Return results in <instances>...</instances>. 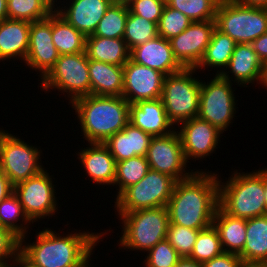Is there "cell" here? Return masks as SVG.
Masks as SVG:
<instances>
[{"instance_id":"cell-1","label":"cell","mask_w":267,"mask_h":267,"mask_svg":"<svg viewBox=\"0 0 267 267\" xmlns=\"http://www.w3.org/2000/svg\"><path fill=\"white\" fill-rule=\"evenodd\" d=\"M51 228L44 226V229L36 231L32 243L20 239V251L37 267H91L94 249L112 232L111 228L100 233L74 229L76 232H63L62 235L60 229L56 232Z\"/></svg>"},{"instance_id":"cell-2","label":"cell","mask_w":267,"mask_h":267,"mask_svg":"<svg viewBox=\"0 0 267 267\" xmlns=\"http://www.w3.org/2000/svg\"><path fill=\"white\" fill-rule=\"evenodd\" d=\"M195 171L175 182L167 204L169 224L202 230L212 225L219 206V173Z\"/></svg>"},{"instance_id":"cell-3","label":"cell","mask_w":267,"mask_h":267,"mask_svg":"<svg viewBox=\"0 0 267 267\" xmlns=\"http://www.w3.org/2000/svg\"><path fill=\"white\" fill-rule=\"evenodd\" d=\"M86 143H104L129 123V103L122 96L88 95L71 104Z\"/></svg>"},{"instance_id":"cell-4","label":"cell","mask_w":267,"mask_h":267,"mask_svg":"<svg viewBox=\"0 0 267 267\" xmlns=\"http://www.w3.org/2000/svg\"><path fill=\"white\" fill-rule=\"evenodd\" d=\"M231 174L226 181L219 177V207L230 216L246 220L266 215L264 168L246 173L235 169Z\"/></svg>"},{"instance_id":"cell-5","label":"cell","mask_w":267,"mask_h":267,"mask_svg":"<svg viewBox=\"0 0 267 267\" xmlns=\"http://www.w3.org/2000/svg\"><path fill=\"white\" fill-rule=\"evenodd\" d=\"M116 213L122 228L121 237L117 240L120 250L147 253L158 242L166 239L169 225L166 206Z\"/></svg>"},{"instance_id":"cell-6","label":"cell","mask_w":267,"mask_h":267,"mask_svg":"<svg viewBox=\"0 0 267 267\" xmlns=\"http://www.w3.org/2000/svg\"><path fill=\"white\" fill-rule=\"evenodd\" d=\"M196 72V68H183L164 79L161 99L175 128L198 116L201 78L199 80V75L195 76Z\"/></svg>"},{"instance_id":"cell-7","label":"cell","mask_w":267,"mask_h":267,"mask_svg":"<svg viewBox=\"0 0 267 267\" xmlns=\"http://www.w3.org/2000/svg\"><path fill=\"white\" fill-rule=\"evenodd\" d=\"M45 94L54 90L69 100L68 105L78 98L91 94L89 59L86 52L60 55L54 67L40 81ZM52 90V91H51Z\"/></svg>"},{"instance_id":"cell-8","label":"cell","mask_w":267,"mask_h":267,"mask_svg":"<svg viewBox=\"0 0 267 267\" xmlns=\"http://www.w3.org/2000/svg\"><path fill=\"white\" fill-rule=\"evenodd\" d=\"M215 23L219 31L236 43L251 44L267 32V8L245 6L234 0H220Z\"/></svg>"},{"instance_id":"cell-9","label":"cell","mask_w":267,"mask_h":267,"mask_svg":"<svg viewBox=\"0 0 267 267\" xmlns=\"http://www.w3.org/2000/svg\"><path fill=\"white\" fill-rule=\"evenodd\" d=\"M19 137L0 128V169L13 186L45 169L40 147Z\"/></svg>"},{"instance_id":"cell-10","label":"cell","mask_w":267,"mask_h":267,"mask_svg":"<svg viewBox=\"0 0 267 267\" xmlns=\"http://www.w3.org/2000/svg\"><path fill=\"white\" fill-rule=\"evenodd\" d=\"M236 84L213 75V79H201L200 103L198 117L206 120L220 132L225 133L235 119L238 100L234 93ZM225 131V132H224Z\"/></svg>"},{"instance_id":"cell-11","label":"cell","mask_w":267,"mask_h":267,"mask_svg":"<svg viewBox=\"0 0 267 267\" xmlns=\"http://www.w3.org/2000/svg\"><path fill=\"white\" fill-rule=\"evenodd\" d=\"M175 182L170 176L150 169L138 183L126 188L115 198V212L167 206Z\"/></svg>"},{"instance_id":"cell-12","label":"cell","mask_w":267,"mask_h":267,"mask_svg":"<svg viewBox=\"0 0 267 267\" xmlns=\"http://www.w3.org/2000/svg\"><path fill=\"white\" fill-rule=\"evenodd\" d=\"M48 171L44 169L14 186V193L18 196L25 214L33 223L52 216L56 218L55 215L59 214L61 205H58L59 200L56 197L57 189L53 181L55 177Z\"/></svg>"},{"instance_id":"cell-13","label":"cell","mask_w":267,"mask_h":267,"mask_svg":"<svg viewBox=\"0 0 267 267\" xmlns=\"http://www.w3.org/2000/svg\"><path fill=\"white\" fill-rule=\"evenodd\" d=\"M146 159L150 169L166 174L176 182L190 177L195 170L204 171L203 169H189L181 139L176 130L166 136L153 137Z\"/></svg>"},{"instance_id":"cell-14","label":"cell","mask_w":267,"mask_h":267,"mask_svg":"<svg viewBox=\"0 0 267 267\" xmlns=\"http://www.w3.org/2000/svg\"><path fill=\"white\" fill-rule=\"evenodd\" d=\"M175 130L180 136L184 157L190 164L189 160L202 161L212 156L220 147L223 136L216 127L198 116L180 123Z\"/></svg>"},{"instance_id":"cell-15","label":"cell","mask_w":267,"mask_h":267,"mask_svg":"<svg viewBox=\"0 0 267 267\" xmlns=\"http://www.w3.org/2000/svg\"><path fill=\"white\" fill-rule=\"evenodd\" d=\"M215 28V20L195 21L169 40L174 57L183 68H197Z\"/></svg>"},{"instance_id":"cell-16","label":"cell","mask_w":267,"mask_h":267,"mask_svg":"<svg viewBox=\"0 0 267 267\" xmlns=\"http://www.w3.org/2000/svg\"><path fill=\"white\" fill-rule=\"evenodd\" d=\"M59 56L52 38V13L44 20L31 22L28 53L24 63L39 74L38 81L49 73Z\"/></svg>"},{"instance_id":"cell-17","label":"cell","mask_w":267,"mask_h":267,"mask_svg":"<svg viewBox=\"0 0 267 267\" xmlns=\"http://www.w3.org/2000/svg\"><path fill=\"white\" fill-rule=\"evenodd\" d=\"M123 75L122 97L129 104L161 98L166 77L162 72L129 59L123 66Z\"/></svg>"},{"instance_id":"cell-18","label":"cell","mask_w":267,"mask_h":267,"mask_svg":"<svg viewBox=\"0 0 267 267\" xmlns=\"http://www.w3.org/2000/svg\"><path fill=\"white\" fill-rule=\"evenodd\" d=\"M66 1H56L55 11L86 37L94 33L99 21L114 2L113 0Z\"/></svg>"},{"instance_id":"cell-19","label":"cell","mask_w":267,"mask_h":267,"mask_svg":"<svg viewBox=\"0 0 267 267\" xmlns=\"http://www.w3.org/2000/svg\"><path fill=\"white\" fill-rule=\"evenodd\" d=\"M262 68L263 62L251 44L236 43L229 64L221 76L238 87L249 88L250 84L259 85Z\"/></svg>"},{"instance_id":"cell-20","label":"cell","mask_w":267,"mask_h":267,"mask_svg":"<svg viewBox=\"0 0 267 267\" xmlns=\"http://www.w3.org/2000/svg\"><path fill=\"white\" fill-rule=\"evenodd\" d=\"M86 148H81L76 155L78 156L84 174L98 186L114 187L116 177V161L110 154L109 149L104 143H88Z\"/></svg>"},{"instance_id":"cell-21","label":"cell","mask_w":267,"mask_h":267,"mask_svg":"<svg viewBox=\"0 0 267 267\" xmlns=\"http://www.w3.org/2000/svg\"><path fill=\"white\" fill-rule=\"evenodd\" d=\"M130 59L138 64L158 70L168 76L183 69L174 57L170 41L157 36L134 47Z\"/></svg>"},{"instance_id":"cell-22","label":"cell","mask_w":267,"mask_h":267,"mask_svg":"<svg viewBox=\"0 0 267 267\" xmlns=\"http://www.w3.org/2000/svg\"><path fill=\"white\" fill-rule=\"evenodd\" d=\"M129 115V123L153 137L169 135L176 129L167 117L161 98L130 103Z\"/></svg>"},{"instance_id":"cell-23","label":"cell","mask_w":267,"mask_h":267,"mask_svg":"<svg viewBox=\"0 0 267 267\" xmlns=\"http://www.w3.org/2000/svg\"><path fill=\"white\" fill-rule=\"evenodd\" d=\"M31 22L6 19L0 21V62L10 59L24 62L29 47Z\"/></svg>"},{"instance_id":"cell-24","label":"cell","mask_w":267,"mask_h":267,"mask_svg":"<svg viewBox=\"0 0 267 267\" xmlns=\"http://www.w3.org/2000/svg\"><path fill=\"white\" fill-rule=\"evenodd\" d=\"M152 135L128 123L125 128L109 137L104 144L116 162L135 156H146Z\"/></svg>"},{"instance_id":"cell-25","label":"cell","mask_w":267,"mask_h":267,"mask_svg":"<svg viewBox=\"0 0 267 267\" xmlns=\"http://www.w3.org/2000/svg\"><path fill=\"white\" fill-rule=\"evenodd\" d=\"M91 94L97 96H122L123 67L89 60Z\"/></svg>"},{"instance_id":"cell-26","label":"cell","mask_w":267,"mask_h":267,"mask_svg":"<svg viewBox=\"0 0 267 267\" xmlns=\"http://www.w3.org/2000/svg\"><path fill=\"white\" fill-rule=\"evenodd\" d=\"M85 52L89 60L121 67L130 59V49L122 38L87 36Z\"/></svg>"},{"instance_id":"cell-27","label":"cell","mask_w":267,"mask_h":267,"mask_svg":"<svg viewBox=\"0 0 267 267\" xmlns=\"http://www.w3.org/2000/svg\"><path fill=\"white\" fill-rule=\"evenodd\" d=\"M212 224L218 231L223 251L238 255L246 242V219L230 216L218 206Z\"/></svg>"},{"instance_id":"cell-28","label":"cell","mask_w":267,"mask_h":267,"mask_svg":"<svg viewBox=\"0 0 267 267\" xmlns=\"http://www.w3.org/2000/svg\"><path fill=\"white\" fill-rule=\"evenodd\" d=\"M235 46L236 42L233 39L215 28L203 59L196 69L204 72V69L212 71L214 68V75H221L229 64Z\"/></svg>"},{"instance_id":"cell-29","label":"cell","mask_w":267,"mask_h":267,"mask_svg":"<svg viewBox=\"0 0 267 267\" xmlns=\"http://www.w3.org/2000/svg\"><path fill=\"white\" fill-rule=\"evenodd\" d=\"M52 38L60 55L85 52L86 36L55 10L52 12Z\"/></svg>"},{"instance_id":"cell-30","label":"cell","mask_w":267,"mask_h":267,"mask_svg":"<svg viewBox=\"0 0 267 267\" xmlns=\"http://www.w3.org/2000/svg\"><path fill=\"white\" fill-rule=\"evenodd\" d=\"M238 255L243 260L267 261V214L246 220V242Z\"/></svg>"},{"instance_id":"cell-31","label":"cell","mask_w":267,"mask_h":267,"mask_svg":"<svg viewBox=\"0 0 267 267\" xmlns=\"http://www.w3.org/2000/svg\"><path fill=\"white\" fill-rule=\"evenodd\" d=\"M31 223L34 224L25 214L23 206L14 192L0 203L1 227L11 230L20 239L27 240Z\"/></svg>"},{"instance_id":"cell-32","label":"cell","mask_w":267,"mask_h":267,"mask_svg":"<svg viewBox=\"0 0 267 267\" xmlns=\"http://www.w3.org/2000/svg\"><path fill=\"white\" fill-rule=\"evenodd\" d=\"M55 10L51 0H7L8 19L35 22L44 20Z\"/></svg>"},{"instance_id":"cell-33","label":"cell","mask_w":267,"mask_h":267,"mask_svg":"<svg viewBox=\"0 0 267 267\" xmlns=\"http://www.w3.org/2000/svg\"><path fill=\"white\" fill-rule=\"evenodd\" d=\"M128 12L125 0L114 1L99 21L94 33L89 36L123 39Z\"/></svg>"},{"instance_id":"cell-34","label":"cell","mask_w":267,"mask_h":267,"mask_svg":"<svg viewBox=\"0 0 267 267\" xmlns=\"http://www.w3.org/2000/svg\"><path fill=\"white\" fill-rule=\"evenodd\" d=\"M150 170L146 156H135L116 162L114 186L116 198L128 187L138 183Z\"/></svg>"},{"instance_id":"cell-35","label":"cell","mask_w":267,"mask_h":267,"mask_svg":"<svg viewBox=\"0 0 267 267\" xmlns=\"http://www.w3.org/2000/svg\"><path fill=\"white\" fill-rule=\"evenodd\" d=\"M157 36L158 27L156 23L132 14L130 11L128 12L123 39L130 51Z\"/></svg>"},{"instance_id":"cell-36","label":"cell","mask_w":267,"mask_h":267,"mask_svg":"<svg viewBox=\"0 0 267 267\" xmlns=\"http://www.w3.org/2000/svg\"><path fill=\"white\" fill-rule=\"evenodd\" d=\"M218 231L214 225L199 231L190 258L203 263L223 253Z\"/></svg>"},{"instance_id":"cell-37","label":"cell","mask_w":267,"mask_h":267,"mask_svg":"<svg viewBox=\"0 0 267 267\" xmlns=\"http://www.w3.org/2000/svg\"><path fill=\"white\" fill-rule=\"evenodd\" d=\"M220 0H166V4L186 15L193 22L215 20Z\"/></svg>"},{"instance_id":"cell-38","label":"cell","mask_w":267,"mask_h":267,"mask_svg":"<svg viewBox=\"0 0 267 267\" xmlns=\"http://www.w3.org/2000/svg\"><path fill=\"white\" fill-rule=\"evenodd\" d=\"M193 21L179 10L165 4L161 18L157 24L158 35L170 40L182 33Z\"/></svg>"},{"instance_id":"cell-39","label":"cell","mask_w":267,"mask_h":267,"mask_svg":"<svg viewBox=\"0 0 267 267\" xmlns=\"http://www.w3.org/2000/svg\"><path fill=\"white\" fill-rule=\"evenodd\" d=\"M199 231L181 225L169 224L166 239L181 257H189Z\"/></svg>"},{"instance_id":"cell-40","label":"cell","mask_w":267,"mask_h":267,"mask_svg":"<svg viewBox=\"0 0 267 267\" xmlns=\"http://www.w3.org/2000/svg\"><path fill=\"white\" fill-rule=\"evenodd\" d=\"M180 258L179 253L165 239L147 252L142 264L144 267H175Z\"/></svg>"},{"instance_id":"cell-41","label":"cell","mask_w":267,"mask_h":267,"mask_svg":"<svg viewBox=\"0 0 267 267\" xmlns=\"http://www.w3.org/2000/svg\"><path fill=\"white\" fill-rule=\"evenodd\" d=\"M132 14L146 18L158 24L166 0H125Z\"/></svg>"},{"instance_id":"cell-42","label":"cell","mask_w":267,"mask_h":267,"mask_svg":"<svg viewBox=\"0 0 267 267\" xmlns=\"http://www.w3.org/2000/svg\"><path fill=\"white\" fill-rule=\"evenodd\" d=\"M20 251V238L0 226V266L6 265Z\"/></svg>"},{"instance_id":"cell-43","label":"cell","mask_w":267,"mask_h":267,"mask_svg":"<svg viewBox=\"0 0 267 267\" xmlns=\"http://www.w3.org/2000/svg\"><path fill=\"white\" fill-rule=\"evenodd\" d=\"M241 258L234 253L223 252L221 255L202 263L203 267H239Z\"/></svg>"},{"instance_id":"cell-44","label":"cell","mask_w":267,"mask_h":267,"mask_svg":"<svg viewBox=\"0 0 267 267\" xmlns=\"http://www.w3.org/2000/svg\"><path fill=\"white\" fill-rule=\"evenodd\" d=\"M253 50L258 54L263 63L267 62V32L256 38L251 43Z\"/></svg>"},{"instance_id":"cell-45","label":"cell","mask_w":267,"mask_h":267,"mask_svg":"<svg viewBox=\"0 0 267 267\" xmlns=\"http://www.w3.org/2000/svg\"><path fill=\"white\" fill-rule=\"evenodd\" d=\"M14 192L8 176L0 169V203Z\"/></svg>"},{"instance_id":"cell-46","label":"cell","mask_w":267,"mask_h":267,"mask_svg":"<svg viewBox=\"0 0 267 267\" xmlns=\"http://www.w3.org/2000/svg\"><path fill=\"white\" fill-rule=\"evenodd\" d=\"M6 267H37L28 257L19 251L7 264Z\"/></svg>"},{"instance_id":"cell-47","label":"cell","mask_w":267,"mask_h":267,"mask_svg":"<svg viewBox=\"0 0 267 267\" xmlns=\"http://www.w3.org/2000/svg\"><path fill=\"white\" fill-rule=\"evenodd\" d=\"M175 267H203V265L190 257H181Z\"/></svg>"},{"instance_id":"cell-48","label":"cell","mask_w":267,"mask_h":267,"mask_svg":"<svg viewBox=\"0 0 267 267\" xmlns=\"http://www.w3.org/2000/svg\"><path fill=\"white\" fill-rule=\"evenodd\" d=\"M234 1L245 6L267 8V0H234Z\"/></svg>"},{"instance_id":"cell-49","label":"cell","mask_w":267,"mask_h":267,"mask_svg":"<svg viewBox=\"0 0 267 267\" xmlns=\"http://www.w3.org/2000/svg\"><path fill=\"white\" fill-rule=\"evenodd\" d=\"M239 267H267V261L241 260Z\"/></svg>"},{"instance_id":"cell-50","label":"cell","mask_w":267,"mask_h":267,"mask_svg":"<svg viewBox=\"0 0 267 267\" xmlns=\"http://www.w3.org/2000/svg\"><path fill=\"white\" fill-rule=\"evenodd\" d=\"M8 19L7 0H0V21Z\"/></svg>"},{"instance_id":"cell-51","label":"cell","mask_w":267,"mask_h":267,"mask_svg":"<svg viewBox=\"0 0 267 267\" xmlns=\"http://www.w3.org/2000/svg\"><path fill=\"white\" fill-rule=\"evenodd\" d=\"M259 85L264 89H267V62L263 63L262 75Z\"/></svg>"},{"instance_id":"cell-52","label":"cell","mask_w":267,"mask_h":267,"mask_svg":"<svg viewBox=\"0 0 267 267\" xmlns=\"http://www.w3.org/2000/svg\"><path fill=\"white\" fill-rule=\"evenodd\" d=\"M264 195L265 202L267 207V167L264 168Z\"/></svg>"}]
</instances>
